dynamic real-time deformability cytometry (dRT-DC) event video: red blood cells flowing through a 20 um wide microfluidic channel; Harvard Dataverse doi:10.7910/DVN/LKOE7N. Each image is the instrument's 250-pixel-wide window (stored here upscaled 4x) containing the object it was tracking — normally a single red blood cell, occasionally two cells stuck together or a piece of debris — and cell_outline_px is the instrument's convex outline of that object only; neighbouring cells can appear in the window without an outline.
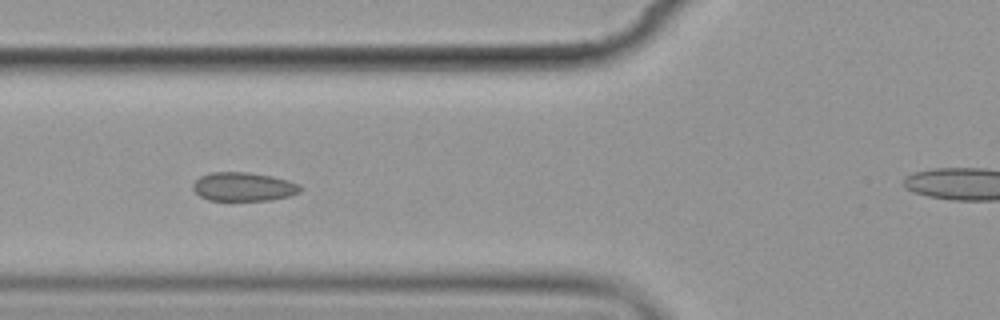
{"species": "common noctule bat (a hibernating species)", "species_latin": "Nyctalus noctula", "temperature_condition": "cold", "stored_images_in_passage": 6, "segment_of_instrument_passage": [1, 2], "camera_frame_rate_fps": 3000, "um_per_image_px": 0.085, "animal": {"sex": "female", "body_mass_g": 19.9}, "frame": {"image": 1, "passage_image": 4, "time_ms": 4.667, "image_size_px": [1000, 320], "cell_outline_px": [[304, 188], [300, 192], [288, 196], [272, 200], [208, 200], [200, 196], [192, 188], [192, 184], [200, 176], [212, 172], [248, 172], [272, 176], [288, 180], [300, 184]], "centroid_in_image_um": [20.72, 15.87], "position_along_channel_um": 105.1, "area_um2": 18.09}}
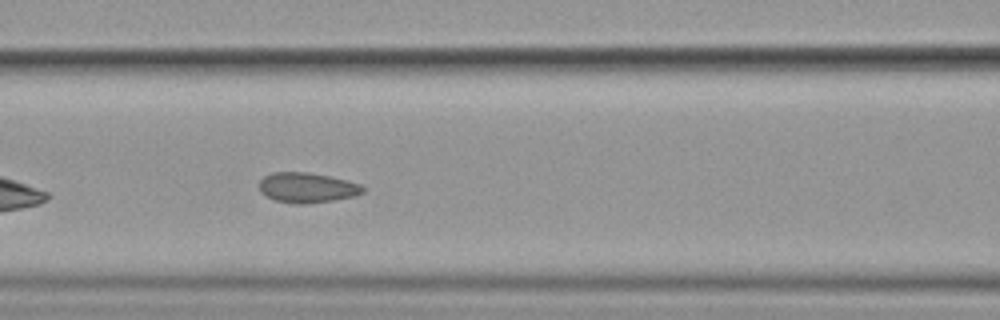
{"frame": {"image": 2, "passage_image": 5, "time_ms": 5.667, "image_size_px": [1000, 320], "cell_outline_px": [[364, 192], [356, 196], [332, 200], [304, 204], [296, 204], [276, 200], [264, 196], [260, 192], [260, 180], [264, 176], [272, 172], [308, 172], [348, 180], [360, 184], [364, 188]], "centroid_in_image_um": [26.1, 15.95], "position_along_channel_um": 140.5, "area_um2": 18.21}}